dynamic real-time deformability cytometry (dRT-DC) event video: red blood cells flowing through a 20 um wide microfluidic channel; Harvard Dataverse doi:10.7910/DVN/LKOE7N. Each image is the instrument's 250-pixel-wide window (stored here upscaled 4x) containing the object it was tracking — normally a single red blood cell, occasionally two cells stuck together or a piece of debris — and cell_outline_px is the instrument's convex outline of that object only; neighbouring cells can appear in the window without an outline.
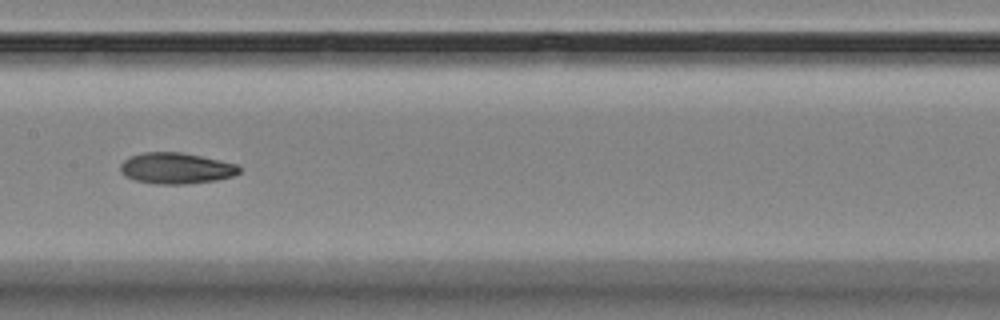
{"species": "Egyptian fruit bat (a non-hibernating species)", "species_latin": "Rousettus aegyptiacus", "temperature_condition": "room temperature", "stored_images_in_passage": 18, "camera_frame_rate_fps": 3000, "um_per_image_px": 0.085, "animal": {"sex": "female"}, "frame": {"image": 1, "passage_image": 10, "time_ms": 10.667, "image_size_px": [1000, 320], "cell_outline_px": [[240, 172], [232, 176], [216, 180], [184, 184], [152, 184], [136, 180], [124, 176], [120, 172], [120, 164], [124, 160], [132, 156], [144, 152], [180, 152], [220, 160], [236, 164], [240, 168]], "centroid_in_image_um": [14.94, 14.31], "position_along_channel_um": 192.5, "area_um2": 21.44}}
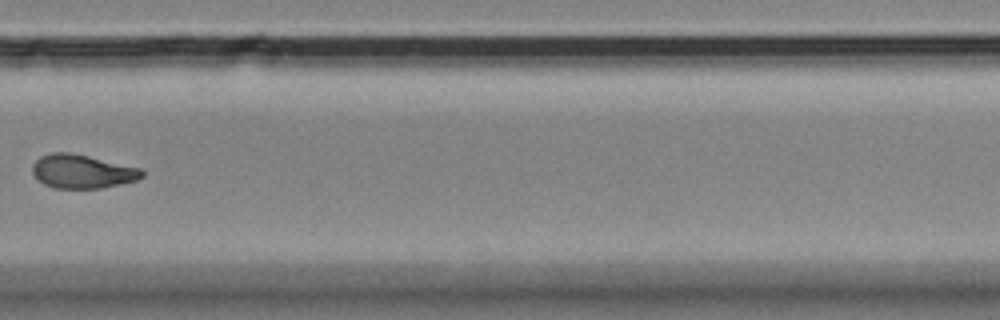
{"frame": {"image": 2, "passage_image": 13, "time_ms": 14.333, "image_size_px": [1000, 320], "cell_outline_px": [[144, 176], [136, 180], [104, 188], [52, 188], [44, 184], [32, 172], [32, 164], [40, 156], [52, 152], [68, 152], [88, 156], [140, 168], [144, 172]], "centroid_in_image_um": [6.98, 14.57], "position_along_channel_um": 322.8, "area_um2": 21.44}}
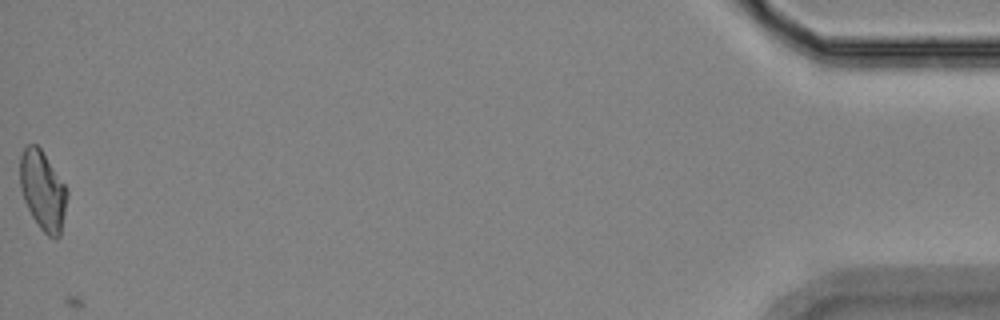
{"frame": {"image": 3, "passage_image": 18, "time_ms": 20.0, "image_size_px": [1000, 320], "cell_outline_px": [[68, 196], [60, 236], [56, 240], [48, 236], [40, 228], [32, 216], [24, 200], [20, 188], [20, 156], [24, 148], [28, 144], [36, 144], [40, 148], [64, 184], [68, 192]], "centroid_in_image_um": [3.63, 16.22], "position_along_channel_um": 431.6, "area_um2": 21.62}}